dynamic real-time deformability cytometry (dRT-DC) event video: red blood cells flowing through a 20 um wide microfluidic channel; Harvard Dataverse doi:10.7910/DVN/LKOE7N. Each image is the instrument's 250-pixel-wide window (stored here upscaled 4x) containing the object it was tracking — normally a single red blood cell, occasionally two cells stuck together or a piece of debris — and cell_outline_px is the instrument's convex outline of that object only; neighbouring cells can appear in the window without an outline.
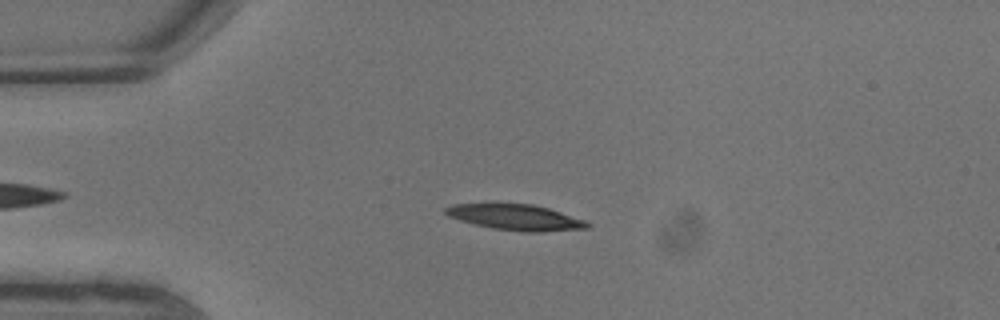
{"species": "common noctule bat (a hibernating species)", "species_latin": "Nyctalus noctula", "temperature_condition": "warm", "stored_images_in_passage": 6, "camera_frame_rate_fps": 3000, "um_per_image_px": 0.085, "animal": {"sex": "male", "body_mass_g": 13.3}, "frame": {"image": 1, "passage_image": 5, "time_ms": 1.333, "image_size_px": [1000, 320], "cell_outline_px": [[592, 224], [588, 228], [544, 232], [524, 232], [492, 228], [460, 220], [448, 216], [444, 212], [444, 208], [452, 204], [496, 200], [532, 204], [548, 208], [584, 220]], "centroid_in_image_um": [43.74, 18.41], "position_along_channel_um": 41.3, "area_um2": 22.25}}